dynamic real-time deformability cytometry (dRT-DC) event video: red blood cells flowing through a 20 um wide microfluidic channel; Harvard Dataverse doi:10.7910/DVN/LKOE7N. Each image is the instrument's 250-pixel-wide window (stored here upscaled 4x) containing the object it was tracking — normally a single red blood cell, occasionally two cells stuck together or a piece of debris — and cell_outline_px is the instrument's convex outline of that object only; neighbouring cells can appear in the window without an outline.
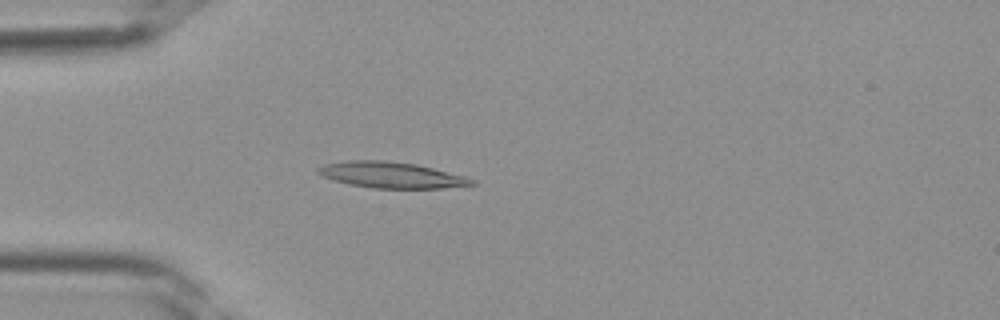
{"species": "Egyptian fruit bat (a non-hibernating species)", "species_latin": "Rousettus aegyptiacus", "temperature_condition": "room temperature", "stored_images_in_passage": 38, "camera_frame_rate_fps": 3000, "um_per_image_px": 0.085, "frame": {"image": 1, "passage_image": 10, "time_ms": 3.0, "image_size_px": [1000, 320], "cell_outline_px": [[476, 184], [440, 188], [372, 188], [348, 184], [332, 180], [316, 172], [316, 168], [324, 164], [348, 160], [384, 160], [416, 164], [464, 176], [476, 180]], "centroid_in_image_um": [33.22, 14.87], "position_along_channel_um": 51.8, "area_um2": 23.24}}
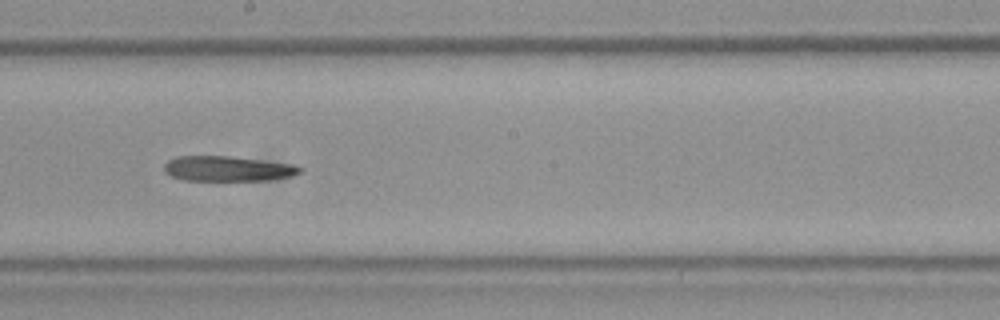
{"frame": {"image": 2, "passage_image": 21, "time_ms": 6.667, "image_size_px": [1000, 320], "cell_outline_px": [[304, 172], [292, 176], [272, 180], [184, 180], [172, 176], [164, 172], [164, 164], [168, 160], [176, 156], [228, 156], [292, 164], [304, 168]], "centroid_in_image_um": [19.38, 14.34], "position_along_channel_um": 228.8, "area_um2": 19.94}}
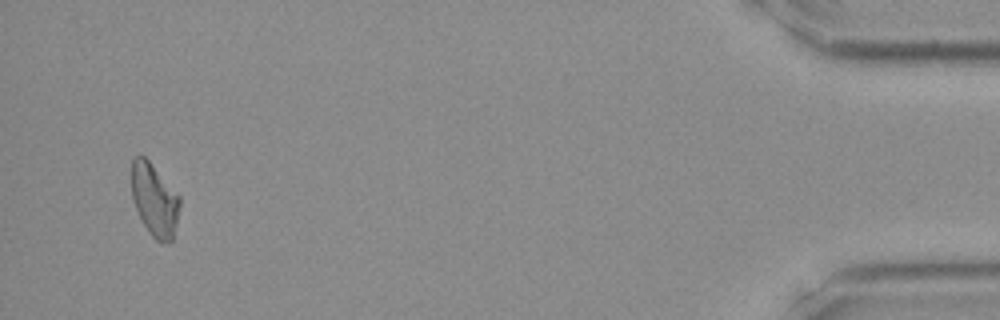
{"frame": {"image": 3, "passage_image": 37, "time_ms": 12.0, "image_size_px": [1000, 320], "cell_outline_px": [[180, 204], [176, 224], [172, 240], [160, 244], [148, 232], [132, 200], [132, 156], [140, 152], [148, 160], [180, 196]], "centroid_in_image_um": [13.12, 16.97], "position_along_channel_um": 422.1, "area_um2": 20.4}}